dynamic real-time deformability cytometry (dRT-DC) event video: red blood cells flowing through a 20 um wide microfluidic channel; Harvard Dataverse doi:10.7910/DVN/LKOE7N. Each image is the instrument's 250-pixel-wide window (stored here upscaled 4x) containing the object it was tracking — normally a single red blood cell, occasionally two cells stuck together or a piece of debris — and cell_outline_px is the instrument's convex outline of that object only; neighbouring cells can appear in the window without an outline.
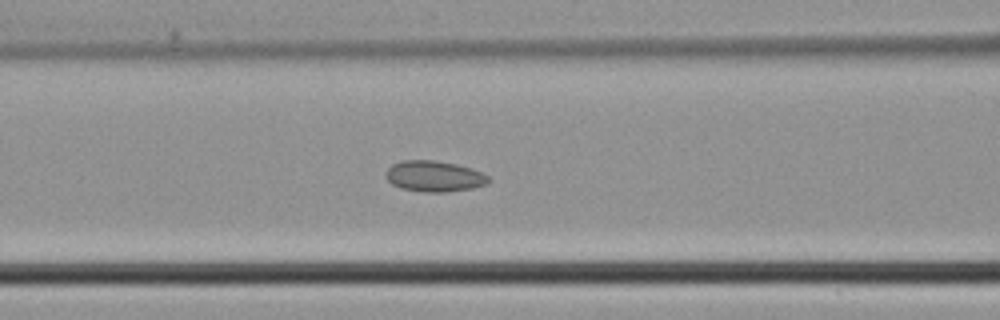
{"species": "common noctule bat (a hibernating species)", "species_latin": "Nyctalus noctula", "temperature_condition": "cold", "stored_images_in_passage": 37, "camera_frame_rate_fps": 3000, "um_per_image_px": 0.085, "animal": {"sex": "male", "body_mass_g": 21.5, "forearm_length_mm": 52.0}, "frame": {"image": 1, "passage_image": 10, "time_ms": 3.0, "image_size_px": [1000, 320], "cell_outline_px": [[488, 184], [472, 188], [448, 192], [424, 192], [400, 188], [392, 184], [384, 176], [384, 172], [392, 164], [404, 160], [432, 160], [456, 164], [472, 168], [488, 176]], "centroid_in_image_um": [36.87, 14.98], "position_along_channel_um": 129.7, "area_um2": 18.55}}
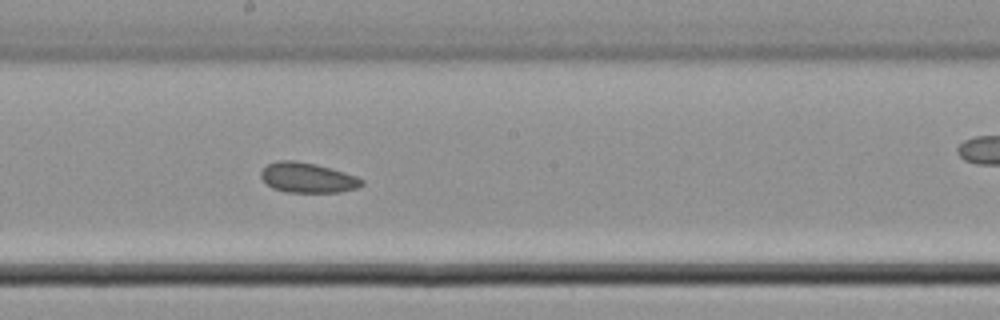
{"frame": {"image": 2, "passage_image": 16, "time_ms": 5.0, "image_size_px": [1000, 320], "cell_outline_px": [[364, 184], [356, 188], [340, 192], [288, 192], [272, 188], [260, 176], [260, 172], [268, 164], [280, 160], [296, 160], [316, 164], [344, 172], [356, 176], [364, 180]], "centroid_in_image_um": [26.15, 15.1], "position_along_channel_um": 222.0, "area_um2": 17.57}}
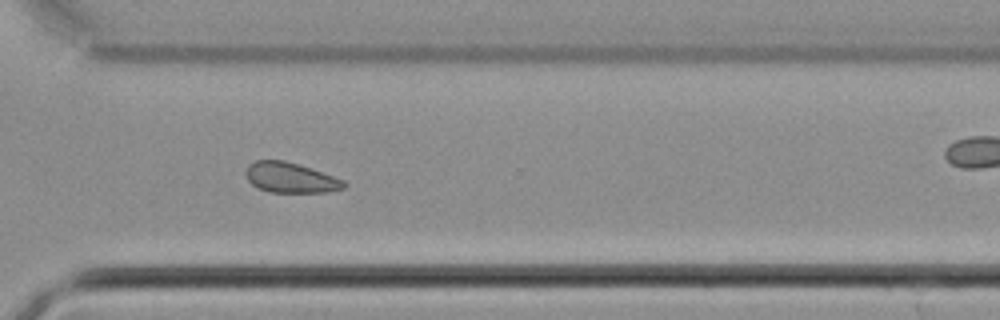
{"frame": {"image": 3, "passage_image": 24, "time_ms": 7.667, "image_size_px": [1000, 320], "cell_outline_px": [[348, 184], [344, 188], [328, 192], [268, 192], [252, 184], [248, 180], [244, 172], [248, 164], [256, 160], [284, 160], [312, 168], [344, 180]], "centroid_in_image_um": [24.69, 15.09], "position_along_channel_um": 345.9, "area_um2": 17.4}}